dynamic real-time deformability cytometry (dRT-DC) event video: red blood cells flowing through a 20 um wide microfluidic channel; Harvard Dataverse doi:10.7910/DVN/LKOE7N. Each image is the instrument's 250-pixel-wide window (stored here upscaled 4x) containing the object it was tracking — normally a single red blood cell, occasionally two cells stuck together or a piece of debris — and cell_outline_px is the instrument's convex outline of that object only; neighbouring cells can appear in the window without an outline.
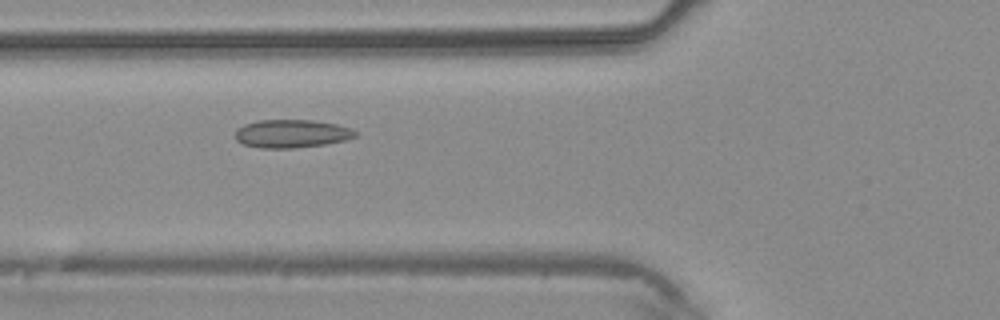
{"species": "common noctule bat (a hibernating species)", "species_latin": "Nyctalus noctula", "temperature_condition": "warm", "stored_images_in_passage": 2, "camera_frame_rate_fps": 3000, "um_per_image_px": 0.085, "animal": {"sex": "male", "body_mass_g": 20.4}, "frame": {"image": 1, "passage_image": 2, "time_ms": 2.333, "image_size_px": [1000, 320], "cell_outline_px": [[356, 136], [344, 140], [324, 144], [296, 148], [260, 148], [244, 144], [236, 140], [236, 128], [244, 124], [256, 120], [312, 120], [336, 124], [352, 128], [356, 132]], "centroid_in_image_um": [24.76, 11.35], "position_along_channel_um": 101.0, "area_um2": 19.71}}